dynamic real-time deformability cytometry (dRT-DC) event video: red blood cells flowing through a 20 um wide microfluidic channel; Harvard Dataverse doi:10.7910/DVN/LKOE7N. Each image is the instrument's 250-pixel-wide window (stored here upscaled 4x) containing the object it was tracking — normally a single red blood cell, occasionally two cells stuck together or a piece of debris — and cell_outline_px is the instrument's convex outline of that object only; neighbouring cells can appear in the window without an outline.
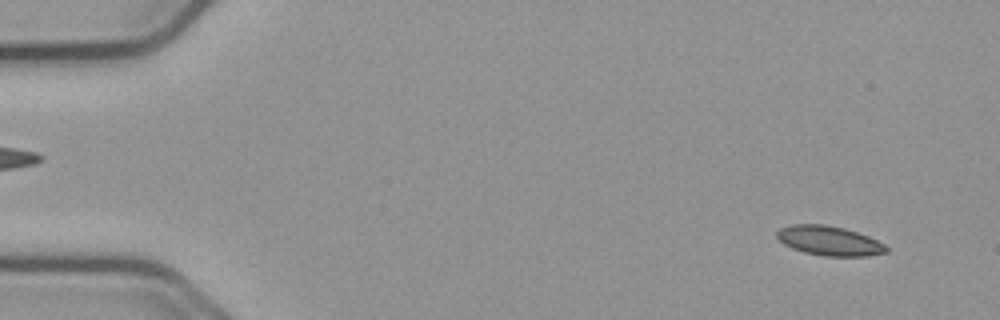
{"species": "common noctule bat (a hibernating species)", "species_latin": "Nyctalus noctula", "temperature_condition": "cold", "stored_images_in_passage": 17, "camera_frame_rate_fps": 3000, "um_per_image_px": 0.085, "animal": {"sex": "male", "body_mass_g": 23.1, "forearm_length_mm": 52.7}, "frame": {"image": 1, "passage_image": 4, "time_ms": 1.0, "image_size_px": [1000, 320], "cell_outline_px": [[888, 252], [868, 256], [824, 256], [804, 252], [792, 248], [784, 244], [776, 236], [776, 232], [780, 228], [792, 224], [824, 224], [844, 228], [868, 236], [884, 244], [888, 248]], "centroid_in_image_um": [70.48, 20.46], "position_along_channel_um": 14.5, "area_um2": 18.79}}
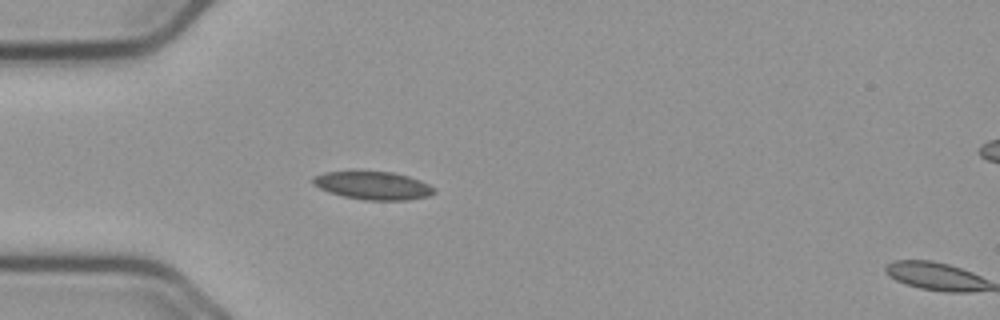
{"frame": {"image": 2, "passage_image": 16, "time_ms": 5.0, "image_size_px": [1000, 320], "cell_outline_px": [[436, 192], [428, 196], [408, 200], [364, 200], [344, 196], [328, 192], [312, 184], [312, 176], [324, 172], [392, 172], [408, 176], [420, 180], [436, 188]], "centroid_in_image_um": [31.71, 15.78], "position_along_channel_um": 53.3, "area_um2": 19.77}}